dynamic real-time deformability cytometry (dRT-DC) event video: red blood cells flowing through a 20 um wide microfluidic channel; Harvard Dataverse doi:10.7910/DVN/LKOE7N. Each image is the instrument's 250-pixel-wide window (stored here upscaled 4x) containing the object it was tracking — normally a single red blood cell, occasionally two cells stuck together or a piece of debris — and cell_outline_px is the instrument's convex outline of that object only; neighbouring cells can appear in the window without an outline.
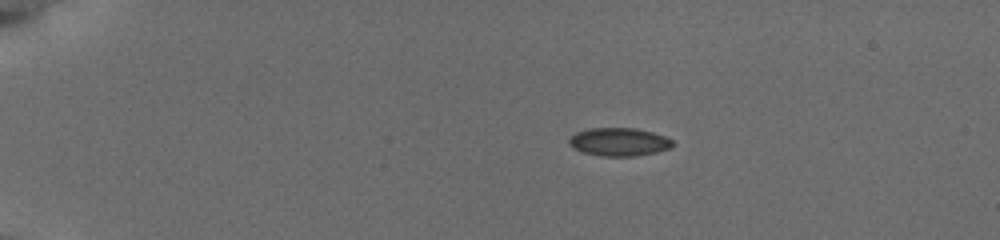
{"species": "common noctule bat (a hibernating species)", "species_latin": "Nyctalus noctula", "temperature_condition": "cold", "stored_images_in_passage": 44, "camera_frame_rate_fps": 3000, "um_per_image_px": 0.085, "animal": {"sex": "female", "body_mass_g": 19.5, "forearm_length_mm": 54.1}, "frame": {"image": 1, "passage_image": 1, "time_ms": 0.0, "image_size_px": [1000, 240], "cell_outline_px": [[672, 144], [668, 148], [656, 152], [632, 156], [600, 156], [584, 152], [572, 148], [568, 144], [568, 140], [576, 132], [588, 128], [636, 128], [652, 132], [664, 136], [672, 140]], "centroid_in_image_um": [52.56, 12.05], "position_along_channel_um": 32.4, "area_um2": 16.88}}
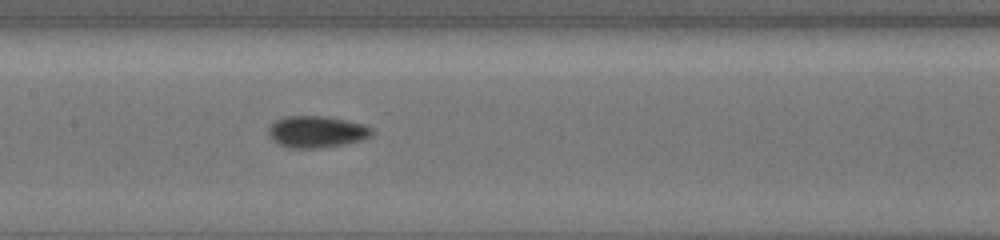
{"frame": {"image": 2, "passage_image": 19, "time_ms": 6.0, "image_size_px": [1000, 240], "cell_outline_px": [[376, 132], [372, 136], [360, 140], [344, 144], [316, 148], [288, 148], [280, 144], [268, 132], [268, 128], [276, 120], [284, 116], [328, 116], [364, 124], [372, 128]], "centroid_in_image_um": [26.97, 11.19], "position_along_channel_um": 180.4, "area_um2": 19.02}}
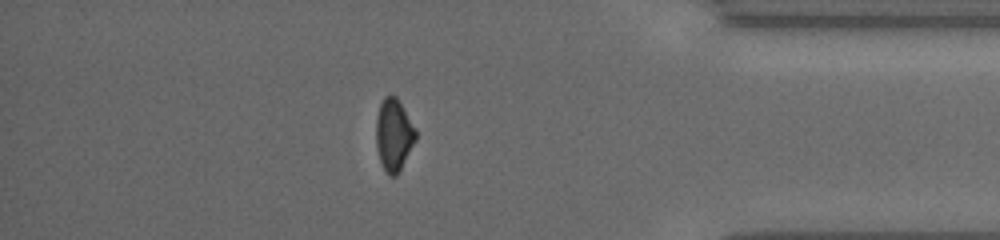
{"frame": {"image": 3, "passage_image": 38, "time_ms": 12.333, "image_size_px": [1000, 240], "cell_outline_px": [[416, 140], [400, 172], [396, 176], [388, 176], [380, 160], [376, 144], [376, 120], [380, 104], [384, 96], [396, 96], [416, 128]], "centroid_in_image_um": [33.48, 11.48], "position_along_channel_um": 401.7, "area_um2": 16.7}, "authors_computed_cell_mechanics": {"area_um2": 17.3111, "velocity_mm_per_s": 3.8466, "shape_relaxation_time_tau1_ms": 1.8955, "shape_relaxation_time_tau2_ms": 2.831, "deformation_change_tau1": 0.0726, "deformation_change_tau2": 0.0617}}